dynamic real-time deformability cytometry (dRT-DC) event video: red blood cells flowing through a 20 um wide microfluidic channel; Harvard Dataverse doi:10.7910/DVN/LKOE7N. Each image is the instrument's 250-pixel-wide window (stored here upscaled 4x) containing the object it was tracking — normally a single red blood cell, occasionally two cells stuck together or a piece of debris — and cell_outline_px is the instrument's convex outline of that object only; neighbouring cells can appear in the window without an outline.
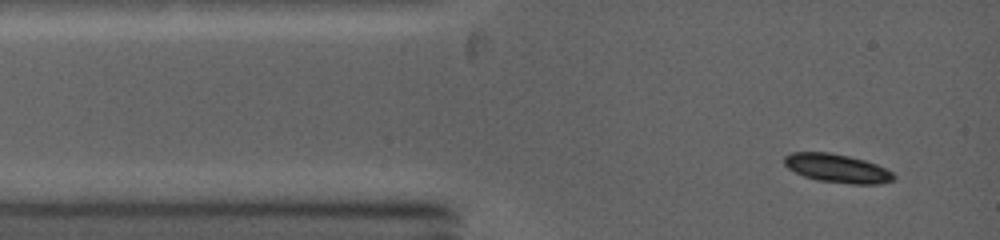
{"species": "common noctule bat (a hibernating species)", "species_latin": "Nyctalus noctula", "temperature_condition": "warm", "stored_images_in_passage": 7, "camera_frame_rate_fps": 5000, "um_per_image_px": 0.085, "animal": {"sex": "female", "body_mass_g": 19.0, "forearm_length_mm": 53.3}, "frame": {"image": 1, "passage_image": 1, "time_ms": 0.0, "image_size_px": [1000, 240], "cell_outline_px": [[896, 176], [892, 180], [880, 184], [852, 184], [816, 180], [804, 176], [788, 168], [784, 164], [784, 156], [792, 152], [828, 152], [848, 156], [864, 160], [876, 164], [892, 172]], "centroid_in_image_um": [71.15, 14.31], "position_along_channel_um": 13.9, "area_um2": 18.15}}
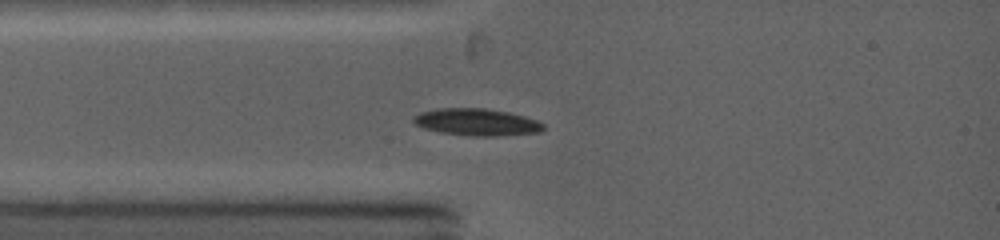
{"frame": {"image": 2, "passage_image": 3, "time_ms": 1.6, "image_size_px": [1000, 240], "cell_outline_px": [[544, 128], [540, 132], [496, 136], [472, 136], [440, 132], [424, 128], [416, 124], [412, 120], [420, 112], [436, 108], [484, 108], [508, 112], [524, 116], [536, 120], [544, 124]], "centroid_in_image_um": [40.52, 10.38], "position_along_channel_um": 44.5, "area_um2": 20.35}}
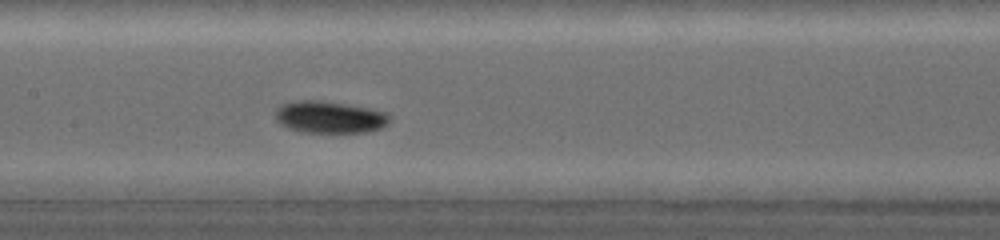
{"frame": {"image": 3, "passage_image": 7, "time_ms": 4.8, "image_size_px": [1000, 240], "cell_outline_px": [[392, 120], [388, 124], [380, 128], [368, 132], [300, 132], [288, 128], [280, 124], [276, 120], [276, 108], [280, 104], [292, 100], [316, 100], [372, 108], [388, 112], [392, 116]], "centroid_in_image_um": [28.04, 9.95], "position_along_channel_um": 179.4, "area_um2": 21.68}}